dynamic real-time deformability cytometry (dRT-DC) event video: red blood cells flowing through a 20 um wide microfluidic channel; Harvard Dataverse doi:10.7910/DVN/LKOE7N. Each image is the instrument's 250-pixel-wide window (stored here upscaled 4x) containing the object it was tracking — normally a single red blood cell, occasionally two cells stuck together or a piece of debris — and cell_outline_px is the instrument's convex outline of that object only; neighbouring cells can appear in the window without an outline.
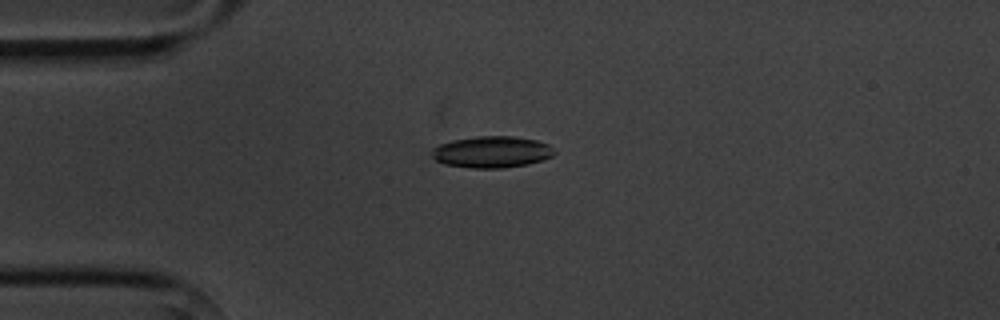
{"species": "common noctule bat (a hibernating species)", "species_latin": "Nyctalus noctula", "temperature_condition": "cold", "stored_images_in_passage": 5, "camera_frame_rate_fps": 3000, "um_per_image_px": 0.085, "animal": {"sex": "male", "body_mass_g": 20.1, "forearm_length_mm": 53.5}, "frame": {"image": 1, "passage_image": 4, "time_ms": 3.333, "image_size_px": [1000, 320], "cell_outline_px": [[556, 152], [552, 156], [544, 160], [528, 164], [504, 168], [472, 168], [444, 164], [436, 160], [432, 156], [432, 148], [440, 144], [452, 140], [476, 136], [512, 136], [536, 140], [548, 144]], "centroid_in_image_um": [41.81, 12.92], "position_along_channel_um": 43.2, "area_um2": 22.6}}